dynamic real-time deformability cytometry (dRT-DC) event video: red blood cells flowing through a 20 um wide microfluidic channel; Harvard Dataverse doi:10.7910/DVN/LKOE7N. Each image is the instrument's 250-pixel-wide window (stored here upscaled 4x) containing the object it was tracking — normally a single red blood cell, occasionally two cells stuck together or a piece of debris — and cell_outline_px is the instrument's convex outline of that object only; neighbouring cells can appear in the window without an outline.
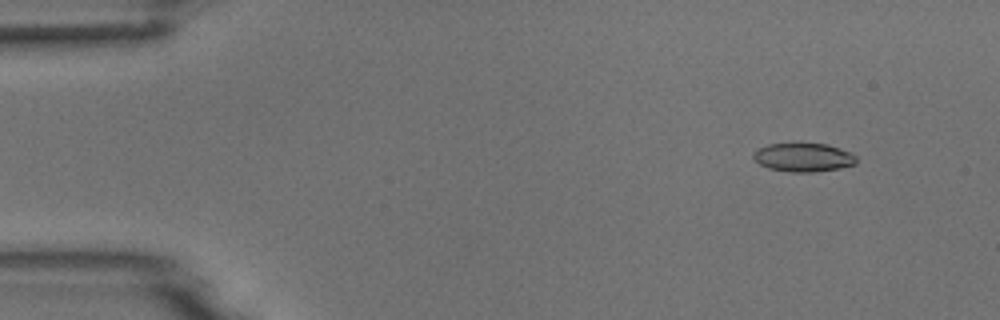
{"species": "common noctule bat (a hibernating species)", "species_latin": "Nyctalus noctula", "temperature_condition": "room temperature", "stored_images_in_passage": 6, "camera_frame_rate_fps": 3000, "um_per_image_px": 0.085, "animal": {"sex": "male", "body_mass_g": 18.8}, "frame": {"image": 1, "passage_image": 2, "time_ms": 0.333, "image_size_px": [1000, 320], "cell_outline_px": [[856, 164], [840, 168], [812, 172], [792, 172], [768, 168], [760, 164], [752, 156], [752, 152], [756, 148], [768, 144], [828, 144], [840, 148], [856, 156]], "centroid_in_image_um": [68.26, 13.38], "position_along_channel_um": 16.7, "area_um2": 17.11}}
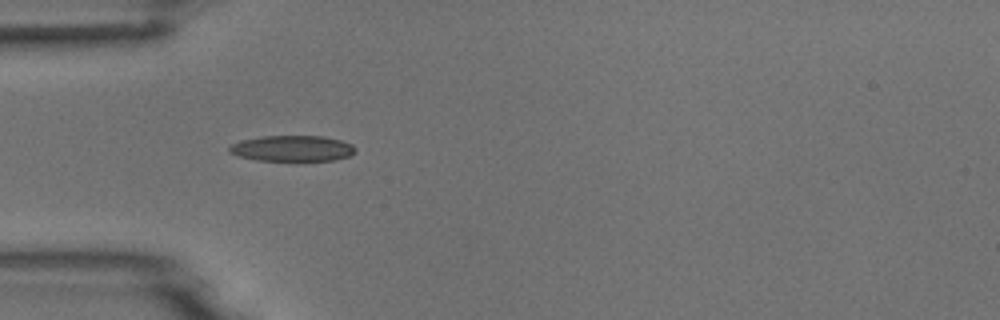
{"frame": {"image": 2, "passage_image": 5, "time_ms": 1.333, "image_size_px": [1000, 320], "cell_outline_px": [[356, 152], [348, 156], [332, 160], [296, 164], [256, 160], [236, 156], [228, 152], [228, 148], [232, 144], [240, 140], [260, 136], [324, 136], [340, 140], [352, 144], [356, 148]], "centroid_in_image_um": [24.82, 12.67], "position_along_channel_um": 60.2, "area_um2": 20.11}}